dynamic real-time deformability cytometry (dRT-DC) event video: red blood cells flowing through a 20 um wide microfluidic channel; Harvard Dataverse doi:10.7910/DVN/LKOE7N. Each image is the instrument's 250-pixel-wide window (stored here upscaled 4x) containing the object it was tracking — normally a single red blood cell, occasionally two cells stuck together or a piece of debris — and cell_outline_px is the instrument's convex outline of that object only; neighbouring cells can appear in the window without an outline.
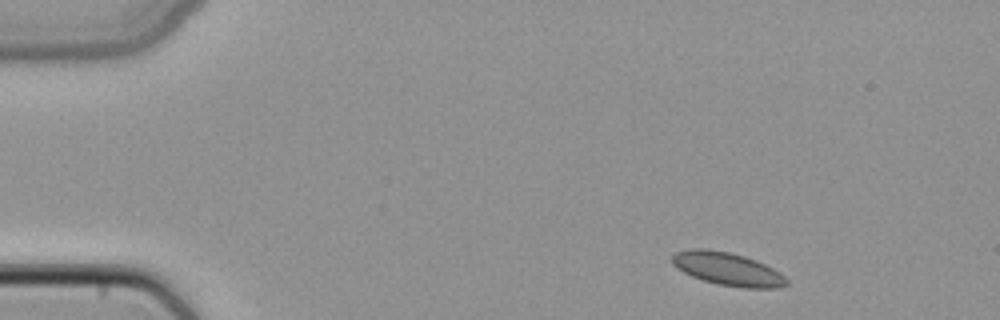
{"species": "common noctule bat (a hibernating species)", "species_latin": "Nyctalus noctula", "temperature_condition": "cold", "stored_images_in_passage": 4, "camera_frame_rate_fps": 3000, "um_per_image_px": 0.085, "animal": {"sex": "female", "body_mass_g": 22.7, "forearm_length_mm": 54.2}, "frame": {"image": 1, "passage_image": 1, "time_ms": 0.0, "image_size_px": [1000, 320], "cell_outline_px": [[788, 284], [780, 288], [740, 288], [716, 284], [692, 276], [676, 268], [672, 264], [672, 256], [676, 252], [692, 248], [704, 248], [728, 252], [744, 256], [756, 260], [780, 272], [788, 280]], "centroid_in_image_um": [61.85, 22.87], "position_along_channel_um": 23.1, "area_um2": 22.14}}
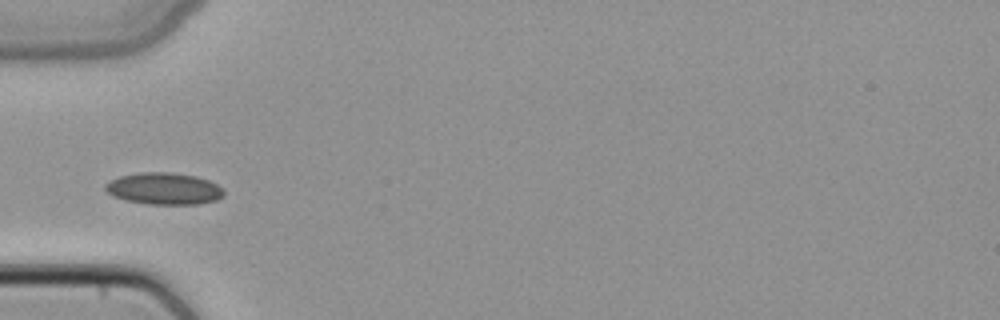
{"frame": {"image": 2, "passage_image": 4, "time_ms": 1.0, "image_size_px": [1000, 320], "cell_outline_px": [[224, 196], [216, 200], [200, 204], [148, 204], [128, 200], [112, 196], [104, 188], [104, 184], [120, 176], [140, 172], [172, 172], [196, 176], [208, 180], [224, 188]], "centroid_in_image_um": [13.97, 16.03], "position_along_channel_um": 71.0, "area_um2": 22.02}}